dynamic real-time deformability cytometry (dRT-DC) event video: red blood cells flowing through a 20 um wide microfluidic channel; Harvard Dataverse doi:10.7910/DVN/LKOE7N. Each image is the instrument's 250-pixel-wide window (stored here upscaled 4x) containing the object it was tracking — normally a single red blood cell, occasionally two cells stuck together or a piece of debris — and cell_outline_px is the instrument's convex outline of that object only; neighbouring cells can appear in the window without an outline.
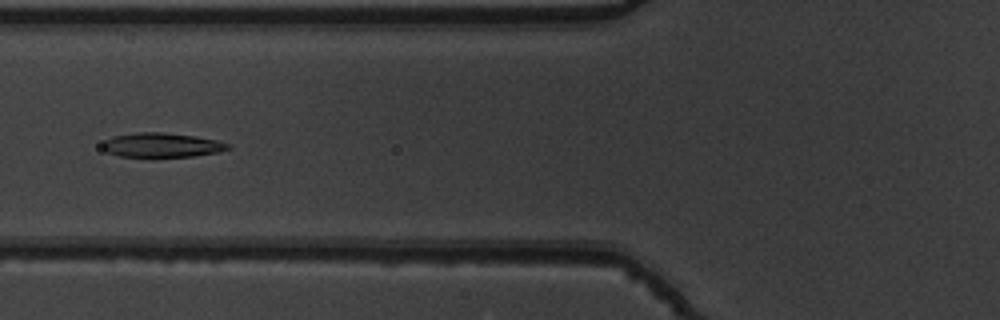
{"species": "common noctule bat (a hibernating species)", "species_latin": "Nyctalus noctula", "temperature_condition": "warm", "stored_images_in_passage": 50, "camera_frame_rate_fps": 3000, "um_per_image_px": 0.085, "animal": {"sex": "male", "body_mass_g": 19.5, "forearm_length_mm": 54.6}, "frame": {"image": 1, "passage_image": 18, "time_ms": 5.667, "image_size_px": [1000, 320], "cell_outline_px": [[232, 148], [220, 152], [192, 156], [120, 156], [108, 152], [100, 148], [100, 144], [104, 140], [112, 136], [136, 132], [160, 132], [196, 136], [216, 140], [232, 144]], "centroid_in_image_um": [13.75, 12.32], "position_along_channel_um": 112.1, "area_um2": 17.92}}
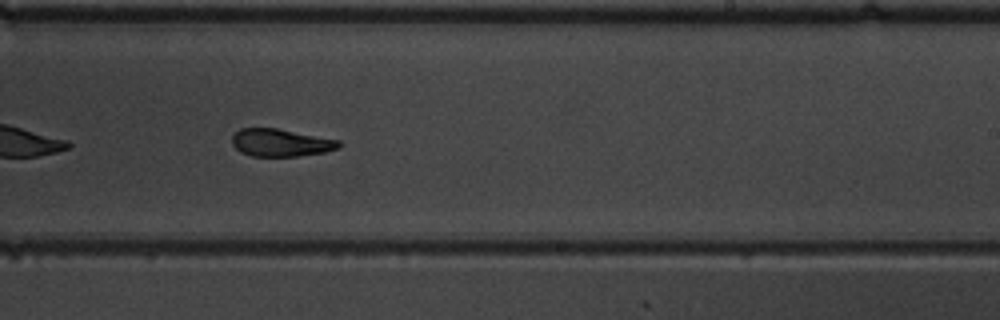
{"frame": {"image": 2, "passage_image": 30, "time_ms": 9.667, "image_size_px": [1000, 320], "cell_outline_px": [[344, 144], [340, 148], [324, 152], [296, 156], [252, 156], [240, 152], [232, 144], [232, 136], [240, 128], [276, 128], [340, 140]], "centroid_in_image_um": [23.89, 12.13], "position_along_channel_um": 265.1, "area_um2": 17.22}}
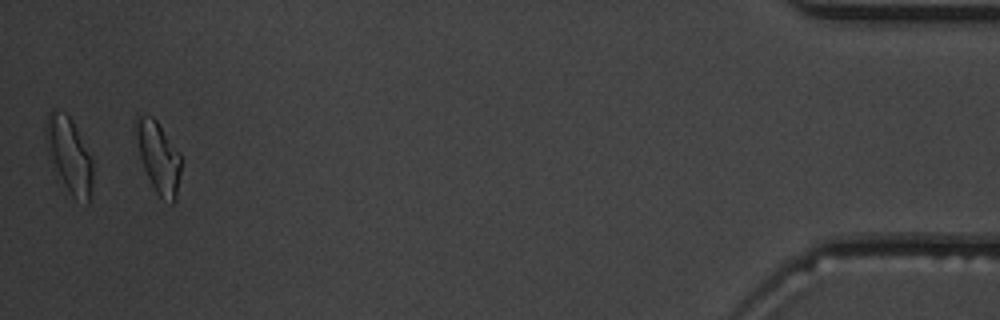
{"frame": {"image": 3, "passage_image": 48, "time_ms": 15.667, "image_size_px": [1000, 320], "cell_outline_px": [[180, 172], [176, 200], [172, 204], [160, 196], [156, 192], [144, 168], [140, 156], [136, 136], [136, 116], [152, 116], [156, 120], [180, 152]], "centroid_in_image_um": [13.49, 13.37], "position_along_channel_um": 421.7, "area_um2": 18.26}, "authors_computed_cell_mechanics": {"area_um2": 18.4382, "velocity_mm_per_s": 3.8409, "shape_relaxation_time_tau1_ms": 3.6053, "shape_relaxation_time_tau2_ms": 3.8071, "deformation_change_tau1": 0.1906, "deformation_change_tau2": 0.1337}}